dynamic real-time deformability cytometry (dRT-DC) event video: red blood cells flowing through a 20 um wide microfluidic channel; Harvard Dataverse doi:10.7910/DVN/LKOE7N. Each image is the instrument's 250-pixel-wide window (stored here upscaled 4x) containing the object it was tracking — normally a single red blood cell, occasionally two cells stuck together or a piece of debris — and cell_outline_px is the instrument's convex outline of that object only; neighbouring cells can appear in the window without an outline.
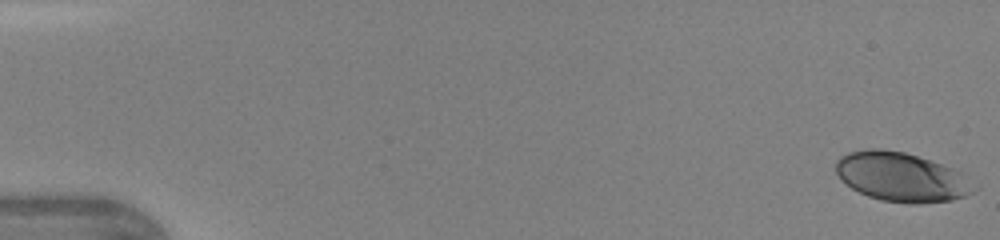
{"species": "human", "species_latin": "Homo sapiens", "temperature_condition": "warm", "stored_images_in_passage": 45, "camera_frame_rate_fps": 3000, "um_per_image_px": 0.085, "donor": {"sex": "female"}, "frame": {"image": 1, "passage_image": 1, "time_ms": 0.0, "image_size_px": [1000, 240], "cell_outline_px": [[980, 188], [964, 196], [952, 200], [920, 204], [908, 204], [880, 200], [868, 196], [852, 188], [840, 180], [836, 172], [836, 160], [840, 156], [848, 152], [868, 148], [880, 148], [904, 152], [952, 168], [960, 172], [980, 184]], "centroid_in_image_um": [76.65, 15.06], "position_along_channel_um": 8.4, "area_um2": 40.0}}
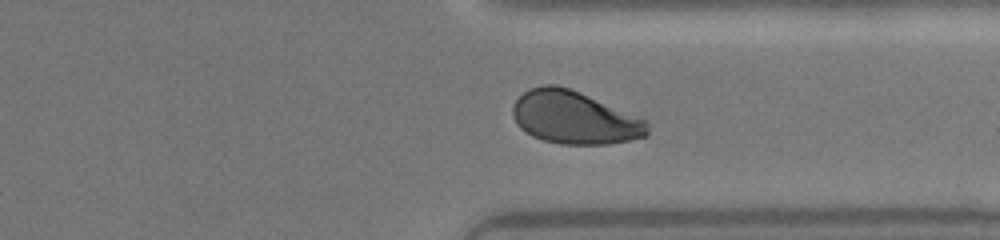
{"frame": {"image": 2, "passage_image": 35, "time_ms": 11.333, "image_size_px": [1000, 240], "cell_outline_px": [[648, 136], [608, 144], [560, 144], [544, 140], [532, 136], [520, 128], [516, 124], [512, 112], [512, 108], [516, 100], [528, 88], [544, 84], [556, 84], [580, 92], [640, 116], [648, 120]], "centroid_in_image_um": [48.84, 9.99], "position_along_channel_um": 362.6, "area_um2": 41.73}}
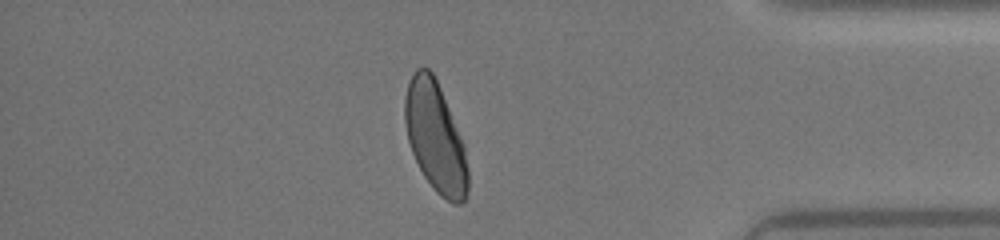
{"frame": {"image": 3, "passage_image": 39, "time_ms": 12.667, "image_size_px": [1000, 240], "cell_outline_px": [[468, 192], [464, 200], [460, 204], [452, 204], [440, 196], [432, 188], [424, 176], [412, 152], [408, 140], [404, 120], [404, 100], [408, 84], [416, 68], [428, 68], [432, 72], [440, 88], [464, 144], [468, 168]], "centroid_in_image_um": [37.01, 11.7], "position_along_channel_um": 398.2, "area_um2": 40.23}}